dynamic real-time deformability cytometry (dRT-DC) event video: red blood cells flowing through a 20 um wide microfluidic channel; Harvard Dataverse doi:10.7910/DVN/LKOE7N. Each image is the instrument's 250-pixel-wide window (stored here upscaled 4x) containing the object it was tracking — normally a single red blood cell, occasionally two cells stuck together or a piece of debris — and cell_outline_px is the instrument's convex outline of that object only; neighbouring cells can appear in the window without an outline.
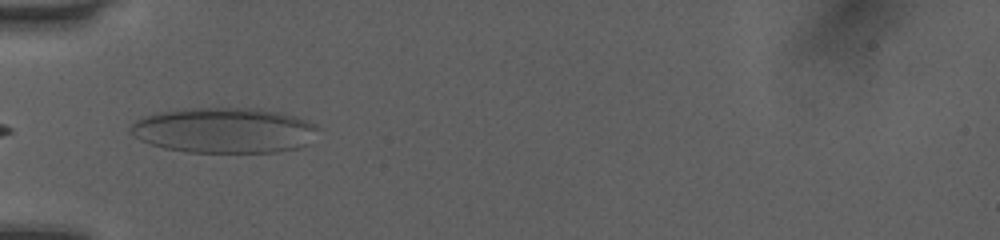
{"species": "human", "species_latin": "Homo sapiens", "temperature_condition": "room temperature", "stored_images_in_passage": 5, "camera_frame_rate_fps": 3000, "um_per_image_px": 0.085, "donor": {"sex": "female"}, "frame": {"image": 1, "passage_image": 1, "time_ms": 0.0, "image_size_px": [1000, 240], "cell_outline_px": [[320, 128], [300, 148], [276, 152], [188, 152], [164, 148], [140, 140], [128, 132], [132, 124], [136, 120], [144, 116], [160, 112], [184, 108], [256, 108], [280, 112], [296, 116], [308, 120], [316, 124]], "centroid_in_image_um": [19.05, 11.07], "position_along_channel_um": 66.0, "area_um2": 49.71}}